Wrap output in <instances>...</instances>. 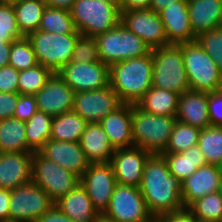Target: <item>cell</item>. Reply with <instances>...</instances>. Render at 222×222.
<instances>
[{
    "label": "cell",
    "instance_id": "6f0895ef",
    "mask_svg": "<svg viewBox=\"0 0 222 222\" xmlns=\"http://www.w3.org/2000/svg\"><path fill=\"white\" fill-rule=\"evenodd\" d=\"M218 28L222 29V12H221V17H220V21L218 24Z\"/></svg>",
    "mask_w": 222,
    "mask_h": 222
},
{
    "label": "cell",
    "instance_id": "9c48e42d",
    "mask_svg": "<svg viewBox=\"0 0 222 222\" xmlns=\"http://www.w3.org/2000/svg\"><path fill=\"white\" fill-rule=\"evenodd\" d=\"M32 182L56 203L80 184V177L55 162L33 152Z\"/></svg>",
    "mask_w": 222,
    "mask_h": 222
},
{
    "label": "cell",
    "instance_id": "4fadbf2b",
    "mask_svg": "<svg viewBox=\"0 0 222 222\" xmlns=\"http://www.w3.org/2000/svg\"><path fill=\"white\" fill-rule=\"evenodd\" d=\"M57 74L75 93L93 91L109 85V66L101 60L90 63L70 61Z\"/></svg>",
    "mask_w": 222,
    "mask_h": 222
},
{
    "label": "cell",
    "instance_id": "30bf717a",
    "mask_svg": "<svg viewBox=\"0 0 222 222\" xmlns=\"http://www.w3.org/2000/svg\"><path fill=\"white\" fill-rule=\"evenodd\" d=\"M55 202L32 181L11 190L9 222H36Z\"/></svg>",
    "mask_w": 222,
    "mask_h": 222
},
{
    "label": "cell",
    "instance_id": "d6a6232c",
    "mask_svg": "<svg viewBox=\"0 0 222 222\" xmlns=\"http://www.w3.org/2000/svg\"><path fill=\"white\" fill-rule=\"evenodd\" d=\"M38 30L59 34L79 33L69 10L51 6L45 7Z\"/></svg>",
    "mask_w": 222,
    "mask_h": 222
},
{
    "label": "cell",
    "instance_id": "d590c367",
    "mask_svg": "<svg viewBox=\"0 0 222 222\" xmlns=\"http://www.w3.org/2000/svg\"><path fill=\"white\" fill-rule=\"evenodd\" d=\"M201 129L176 120L167 148L163 153H180L198 145Z\"/></svg>",
    "mask_w": 222,
    "mask_h": 222
},
{
    "label": "cell",
    "instance_id": "b9f144b4",
    "mask_svg": "<svg viewBox=\"0 0 222 222\" xmlns=\"http://www.w3.org/2000/svg\"><path fill=\"white\" fill-rule=\"evenodd\" d=\"M37 111L38 109L34 95L20 94L13 117L26 122Z\"/></svg>",
    "mask_w": 222,
    "mask_h": 222
},
{
    "label": "cell",
    "instance_id": "d4e9b609",
    "mask_svg": "<svg viewBox=\"0 0 222 222\" xmlns=\"http://www.w3.org/2000/svg\"><path fill=\"white\" fill-rule=\"evenodd\" d=\"M222 0H188V15L193 33L199 34L218 28Z\"/></svg>",
    "mask_w": 222,
    "mask_h": 222
},
{
    "label": "cell",
    "instance_id": "f546056e",
    "mask_svg": "<svg viewBox=\"0 0 222 222\" xmlns=\"http://www.w3.org/2000/svg\"><path fill=\"white\" fill-rule=\"evenodd\" d=\"M18 30L27 37L38 30L40 21L47 6L44 0H18L12 3Z\"/></svg>",
    "mask_w": 222,
    "mask_h": 222
},
{
    "label": "cell",
    "instance_id": "e0dca14e",
    "mask_svg": "<svg viewBox=\"0 0 222 222\" xmlns=\"http://www.w3.org/2000/svg\"><path fill=\"white\" fill-rule=\"evenodd\" d=\"M74 95L71 87L57 73H52L34 97L38 111L54 117L72 111Z\"/></svg>",
    "mask_w": 222,
    "mask_h": 222
},
{
    "label": "cell",
    "instance_id": "ab89813d",
    "mask_svg": "<svg viewBox=\"0 0 222 222\" xmlns=\"http://www.w3.org/2000/svg\"><path fill=\"white\" fill-rule=\"evenodd\" d=\"M22 37L17 27L13 4L0 2V40L14 41Z\"/></svg>",
    "mask_w": 222,
    "mask_h": 222
},
{
    "label": "cell",
    "instance_id": "5b68a950",
    "mask_svg": "<svg viewBox=\"0 0 222 222\" xmlns=\"http://www.w3.org/2000/svg\"><path fill=\"white\" fill-rule=\"evenodd\" d=\"M152 63V86L174 91L179 95L190 90L179 45L153 49Z\"/></svg>",
    "mask_w": 222,
    "mask_h": 222
},
{
    "label": "cell",
    "instance_id": "680465c9",
    "mask_svg": "<svg viewBox=\"0 0 222 222\" xmlns=\"http://www.w3.org/2000/svg\"><path fill=\"white\" fill-rule=\"evenodd\" d=\"M218 168H219V171H220V173H221V175H222V161H221L220 164L218 165Z\"/></svg>",
    "mask_w": 222,
    "mask_h": 222
},
{
    "label": "cell",
    "instance_id": "d6986e66",
    "mask_svg": "<svg viewBox=\"0 0 222 222\" xmlns=\"http://www.w3.org/2000/svg\"><path fill=\"white\" fill-rule=\"evenodd\" d=\"M38 152L80 178L90 164L79 142L49 139Z\"/></svg>",
    "mask_w": 222,
    "mask_h": 222
},
{
    "label": "cell",
    "instance_id": "11a10c76",
    "mask_svg": "<svg viewBox=\"0 0 222 222\" xmlns=\"http://www.w3.org/2000/svg\"><path fill=\"white\" fill-rule=\"evenodd\" d=\"M106 1L113 3L114 5L119 7V9L121 8L122 0H106Z\"/></svg>",
    "mask_w": 222,
    "mask_h": 222
},
{
    "label": "cell",
    "instance_id": "1f68e13d",
    "mask_svg": "<svg viewBox=\"0 0 222 222\" xmlns=\"http://www.w3.org/2000/svg\"><path fill=\"white\" fill-rule=\"evenodd\" d=\"M53 117L37 111L25 122L27 145L38 152L50 139Z\"/></svg>",
    "mask_w": 222,
    "mask_h": 222
},
{
    "label": "cell",
    "instance_id": "8fae6325",
    "mask_svg": "<svg viewBox=\"0 0 222 222\" xmlns=\"http://www.w3.org/2000/svg\"><path fill=\"white\" fill-rule=\"evenodd\" d=\"M103 216L113 222H153L140 189L120 184L115 186Z\"/></svg>",
    "mask_w": 222,
    "mask_h": 222
},
{
    "label": "cell",
    "instance_id": "f5cc1de1",
    "mask_svg": "<svg viewBox=\"0 0 222 222\" xmlns=\"http://www.w3.org/2000/svg\"><path fill=\"white\" fill-rule=\"evenodd\" d=\"M47 6L70 10L75 0H44Z\"/></svg>",
    "mask_w": 222,
    "mask_h": 222
},
{
    "label": "cell",
    "instance_id": "91938a15",
    "mask_svg": "<svg viewBox=\"0 0 222 222\" xmlns=\"http://www.w3.org/2000/svg\"><path fill=\"white\" fill-rule=\"evenodd\" d=\"M219 193H220V196L222 198V182H221L220 187H219Z\"/></svg>",
    "mask_w": 222,
    "mask_h": 222
},
{
    "label": "cell",
    "instance_id": "f35d334b",
    "mask_svg": "<svg viewBox=\"0 0 222 222\" xmlns=\"http://www.w3.org/2000/svg\"><path fill=\"white\" fill-rule=\"evenodd\" d=\"M196 41L212 57L222 74V29L215 28L199 34Z\"/></svg>",
    "mask_w": 222,
    "mask_h": 222
},
{
    "label": "cell",
    "instance_id": "83f0119b",
    "mask_svg": "<svg viewBox=\"0 0 222 222\" xmlns=\"http://www.w3.org/2000/svg\"><path fill=\"white\" fill-rule=\"evenodd\" d=\"M161 155L166 160L170 173L180 182L191 176L200 166L207 164L198 145L180 153H162Z\"/></svg>",
    "mask_w": 222,
    "mask_h": 222
},
{
    "label": "cell",
    "instance_id": "4316f807",
    "mask_svg": "<svg viewBox=\"0 0 222 222\" xmlns=\"http://www.w3.org/2000/svg\"><path fill=\"white\" fill-rule=\"evenodd\" d=\"M179 96L174 91L152 86L136 105L143 111L154 115L176 117Z\"/></svg>",
    "mask_w": 222,
    "mask_h": 222
},
{
    "label": "cell",
    "instance_id": "3957f363",
    "mask_svg": "<svg viewBox=\"0 0 222 222\" xmlns=\"http://www.w3.org/2000/svg\"><path fill=\"white\" fill-rule=\"evenodd\" d=\"M175 122V117L154 115L132 104L134 146L161 155L167 148Z\"/></svg>",
    "mask_w": 222,
    "mask_h": 222
},
{
    "label": "cell",
    "instance_id": "44dd1931",
    "mask_svg": "<svg viewBox=\"0 0 222 222\" xmlns=\"http://www.w3.org/2000/svg\"><path fill=\"white\" fill-rule=\"evenodd\" d=\"M222 175L218 166H200L191 176L181 183V195L185 209L195 200L219 191Z\"/></svg>",
    "mask_w": 222,
    "mask_h": 222
},
{
    "label": "cell",
    "instance_id": "7dc6e473",
    "mask_svg": "<svg viewBox=\"0 0 222 222\" xmlns=\"http://www.w3.org/2000/svg\"><path fill=\"white\" fill-rule=\"evenodd\" d=\"M153 222H196V219L187 211L160 215L153 218Z\"/></svg>",
    "mask_w": 222,
    "mask_h": 222
},
{
    "label": "cell",
    "instance_id": "ac0fdd59",
    "mask_svg": "<svg viewBox=\"0 0 222 222\" xmlns=\"http://www.w3.org/2000/svg\"><path fill=\"white\" fill-rule=\"evenodd\" d=\"M169 45H179L196 41L188 15V0L170 3L159 12Z\"/></svg>",
    "mask_w": 222,
    "mask_h": 222
},
{
    "label": "cell",
    "instance_id": "5bb4252c",
    "mask_svg": "<svg viewBox=\"0 0 222 222\" xmlns=\"http://www.w3.org/2000/svg\"><path fill=\"white\" fill-rule=\"evenodd\" d=\"M122 104L116 92L108 85L93 91L75 93L72 111L87 123H99Z\"/></svg>",
    "mask_w": 222,
    "mask_h": 222
},
{
    "label": "cell",
    "instance_id": "6125c7cd",
    "mask_svg": "<svg viewBox=\"0 0 222 222\" xmlns=\"http://www.w3.org/2000/svg\"><path fill=\"white\" fill-rule=\"evenodd\" d=\"M219 91L222 93V76H221V84H220V89Z\"/></svg>",
    "mask_w": 222,
    "mask_h": 222
},
{
    "label": "cell",
    "instance_id": "836d02e7",
    "mask_svg": "<svg viewBox=\"0 0 222 222\" xmlns=\"http://www.w3.org/2000/svg\"><path fill=\"white\" fill-rule=\"evenodd\" d=\"M198 146L207 164L218 166L222 161V127L201 129Z\"/></svg>",
    "mask_w": 222,
    "mask_h": 222
},
{
    "label": "cell",
    "instance_id": "9f6ffc18",
    "mask_svg": "<svg viewBox=\"0 0 222 222\" xmlns=\"http://www.w3.org/2000/svg\"><path fill=\"white\" fill-rule=\"evenodd\" d=\"M18 0H0V2L13 3Z\"/></svg>",
    "mask_w": 222,
    "mask_h": 222
},
{
    "label": "cell",
    "instance_id": "277c9868",
    "mask_svg": "<svg viewBox=\"0 0 222 222\" xmlns=\"http://www.w3.org/2000/svg\"><path fill=\"white\" fill-rule=\"evenodd\" d=\"M69 11L75 29L90 37L107 32L121 21L119 7L106 0H75Z\"/></svg>",
    "mask_w": 222,
    "mask_h": 222
},
{
    "label": "cell",
    "instance_id": "f1b7e54d",
    "mask_svg": "<svg viewBox=\"0 0 222 222\" xmlns=\"http://www.w3.org/2000/svg\"><path fill=\"white\" fill-rule=\"evenodd\" d=\"M34 152L26 140L25 122L14 117L0 120V153Z\"/></svg>",
    "mask_w": 222,
    "mask_h": 222
},
{
    "label": "cell",
    "instance_id": "94428289",
    "mask_svg": "<svg viewBox=\"0 0 222 222\" xmlns=\"http://www.w3.org/2000/svg\"><path fill=\"white\" fill-rule=\"evenodd\" d=\"M196 222H215V221H205V220L196 219Z\"/></svg>",
    "mask_w": 222,
    "mask_h": 222
},
{
    "label": "cell",
    "instance_id": "ba28073f",
    "mask_svg": "<svg viewBox=\"0 0 222 222\" xmlns=\"http://www.w3.org/2000/svg\"><path fill=\"white\" fill-rule=\"evenodd\" d=\"M80 33L59 34L37 30L27 36L35 52L38 64L57 73L71 61Z\"/></svg>",
    "mask_w": 222,
    "mask_h": 222
},
{
    "label": "cell",
    "instance_id": "681fc988",
    "mask_svg": "<svg viewBox=\"0 0 222 222\" xmlns=\"http://www.w3.org/2000/svg\"><path fill=\"white\" fill-rule=\"evenodd\" d=\"M151 0H122L120 13L123 11L149 9Z\"/></svg>",
    "mask_w": 222,
    "mask_h": 222
},
{
    "label": "cell",
    "instance_id": "db71d44e",
    "mask_svg": "<svg viewBox=\"0 0 222 222\" xmlns=\"http://www.w3.org/2000/svg\"><path fill=\"white\" fill-rule=\"evenodd\" d=\"M94 222H113L112 220L107 219L103 215H99Z\"/></svg>",
    "mask_w": 222,
    "mask_h": 222
},
{
    "label": "cell",
    "instance_id": "7402d4cb",
    "mask_svg": "<svg viewBox=\"0 0 222 222\" xmlns=\"http://www.w3.org/2000/svg\"><path fill=\"white\" fill-rule=\"evenodd\" d=\"M99 124L102 126L111 144L116 149L134 146L132 104L123 103L114 112L106 115Z\"/></svg>",
    "mask_w": 222,
    "mask_h": 222
},
{
    "label": "cell",
    "instance_id": "603a6c76",
    "mask_svg": "<svg viewBox=\"0 0 222 222\" xmlns=\"http://www.w3.org/2000/svg\"><path fill=\"white\" fill-rule=\"evenodd\" d=\"M176 120L200 129L211 126L208 93L189 90L179 96Z\"/></svg>",
    "mask_w": 222,
    "mask_h": 222
},
{
    "label": "cell",
    "instance_id": "f907efd6",
    "mask_svg": "<svg viewBox=\"0 0 222 222\" xmlns=\"http://www.w3.org/2000/svg\"><path fill=\"white\" fill-rule=\"evenodd\" d=\"M13 41L0 40V68L9 65V55Z\"/></svg>",
    "mask_w": 222,
    "mask_h": 222
},
{
    "label": "cell",
    "instance_id": "52a82bcc",
    "mask_svg": "<svg viewBox=\"0 0 222 222\" xmlns=\"http://www.w3.org/2000/svg\"><path fill=\"white\" fill-rule=\"evenodd\" d=\"M190 90L216 92L220 89L222 74L197 41L179 44Z\"/></svg>",
    "mask_w": 222,
    "mask_h": 222
},
{
    "label": "cell",
    "instance_id": "cb8c5ba5",
    "mask_svg": "<svg viewBox=\"0 0 222 222\" xmlns=\"http://www.w3.org/2000/svg\"><path fill=\"white\" fill-rule=\"evenodd\" d=\"M79 143L90 164L110 163L116 150L99 123H88Z\"/></svg>",
    "mask_w": 222,
    "mask_h": 222
},
{
    "label": "cell",
    "instance_id": "6da1fadb",
    "mask_svg": "<svg viewBox=\"0 0 222 222\" xmlns=\"http://www.w3.org/2000/svg\"><path fill=\"white\" fill-rule=\"evenodd\" d=\"M181 185L170 173L162 155L152 154L149 157L139 189L153 218L186 210L183 206Z\"/></svg>",
    "mask_w": 222,
    "mask_h": 222
},
{
    "label": "cell",
    "instance_id": "ffe728a7",
    "mask_svg": "<svg viewBox=\"0 0 222 222\" xmlns=\"http://www.w3.org/2000/svg\"><path fill=\"white\" fill-rule=\"evenodd\" d=\"M33 152L0 153V188L13 190L32 181Z\"/></svg>",
    "mask_w": 222,
    "mask_h": 222
},
{
    "label": "cell",
    "instance_id": "8992f818",
    "mask_svg": "<svg viewBox=\"0 0 222 222\" xmlns=\"http://www.w3.org/2000/svg\"><path fill=\"white\" fill-rule=\"evenodd\" d=\"M99 59L109 67L130 58L148 54L145 42L119 22L114 28L95 37Z\"/></svg>",
    "mask_w": 222,
    "mask_h": 222
},
{
    "label": "cell",
    "instance_id": "f6af8a7d",
    "mask_svg": "<svg viewBox=\"0 0 222 222\" xmlns=\"http://www.w3.org/2000/svg\"><path fill=\"white\" fill-rule=\"evenodd\" d=\"M19 93L0 92V120L14 116Z\"/></svg>",
    "mask_w": 222,
    "mask_h": 222
},
{
    "label": "cell",
    "instance_id": "484cf974",
    "mask_svg": "<svg viewBox=\"0 0 222 222\" xmlns=\"http://www.w3.org/2000/svg\"><path fill=\"white\" fill-rule=\"evenodd\" d=\"M55 204L74 222H94L99 216L86 190L80 184Z\"/></svg>",
    "mask_w": 222,
    "mask_h": 222
},
{
    "label": "cell",
    "instance_id": "7c38bea8",
    "mask_svg": "<svg viewBox=\"0 0 222 222\" xmlns=\"http://www.w3.org/2000/svg\"><path fill=\"white\" fill-rule=\"evenodd\" d=\"M80 185L86 190L94 209L103 215L108 209L117 180L110 163L89 164L80 178Z\"/></svg>",
    "mask_w": 222,
    "mask_h": 222
},
{
    "label": "cell",
    "instance_id": "c3c4849f",
    "mask_svg": "<svg viewBox=\"0 0 222 222\" xmlns=\"http://www.w3.org/2000/svg\"><path fill=\"white\" fill-rule=\"evenodd\" d=\"M11 190L0 188V222H9Z\"/></svg>",
    "mask_w": 222,
    "mask_h": 222
},
{
    "label": "cell",
    "instance_id": "bcb514c9",
    "mask_svg": "<svg viewBox=\"0 0 222 222\" xmlns=\"http://www.w3.org/2000/svg\"><path fill=\"white\" fill-rule=\"evenodd\" d=\"M36 222H74L70 217L64 214L56 204L42 216H40Z\"/></svg>",
    "mask_w": 222,
    "mask_h": 222
},
{
    "label": "cell",
    "instance_id": "816d5d0a",
    "mask_svg": "<svg viewBox=\"0 0 222 222\" xmlns=\"http://www.w3.org/2000/svg\"><path fill=\"white\" fill-rule=\"evenodd\" d=\"M180 0H151L149 9L159 13L164 10L170 3L178 2Z\"/></svg>",
    "mask_w": 222,
    "mask_h": 222
},
{
    "label": "cell",
    "instance_id": "ee69618b",
    "mask_svg": "<svg viewBox=\"0 0 222 222\" xmlns=\"http://www.w3.org/2000/svg\"><path fill=\"white\" fill-rule=\"evenodd\" d=\"M208 115L211 126L222 127V93L220 91L208 93Z\"/></svg>",
    "mask_w": 222,
    "mask_h": 222
},
{
    "label": "cell",
    "instance_id": "8d00e7d4",
    "mask_svg": "<svg viewBox=\"0 0 222 222\" xmlns=\"http://www.w3.org/2000/svg\"><path fill=\"white\" fill-rule=\"evenodd\" d=\"M51 75L52 72L41 64H37L28 70L19 71L18 93L35 95L44 87Z\"/></svg>",
    "mask_w": 222,
    "mask_h": 222
},
{
    "label": "cell",
    "instance_id": "4dcf8cb0",
    "mask_svg": "<svg viewBox=\"0 0 222 222\" xmlns=\"http://www.w3.org/2000/svg\"><path fill=\"white\" fill-rule=\"evenodd\" d=\"M87 124L88 123L74 111L54 116L50 139L79 142Z\"/></svg>",
    "mask_w": 222,
    "mask_h": 222
},
{
    "label": "cell",
    "instance_id": "74e56055",
    "mask_svg": "<svg viewBox=\"0 0 222 222\" xmlns=\"http://www.w3.org/2000/svg\"><path fill=\"white\" fill-rule=\"evenodd\" d=\"M38 64L35 52L27 37L12 42L9 55V65L18 71L28 70Z\"/></svg>",
    "mask_w": 222,
    "mask_h": 222
},
{
    "label": "cell",
    "instance_id": "60d3db41",
    "mask_svg": "<svg viewBox=\"0 0 222 222\" xmlns=\"http://www.w3.org/2000/svg\"><path fill=\"white\" fill-rule=\"evenodd\" d=\"M71 61L81 63L100 61L95 37L80 34L77 38Z\"/></svg>",
    "mask_w": 222,
    "mask_h": 222
},
{
    "label": "cell",
    "instance_id": "e575fe53",
    "mask_svg": "<svg viewBox=\"0 0 222 222\" xmlns=\"http://www.w3.org/2000/svg\"><path fill=\"white\" fill-rule=\"evenodd\" d=\"M186 210L195 219L220 222L222 220V198L219 191L195 200Z\"/></svg>",
    "mask_w": 222,
    "mask_h": 222
},
{
    "label": "cell",
    "instance_id": "7bdbcfd3",
    "mask_svg": "<svg viewBox=\"0 0 222 222\" xmlns=\"http://www.w3.org/2000/svg\"><path fill=\"white\" fill-rule=\"evenodd\" d=\"M19 71L11 65L0 68V92H18Z\"/></svg>",
    "mask_w": 222,
    "mask_h": 222
},
{
    "label": "cell",
    "instance_id": "7a4b0ae2",
    "mask_svg": "<svg viewBox=\"0 0 222 222\" xmlns=\"http://www.w3.org/2000/svg\"><path fill=\"white\" fill-rule=\"evenodd\" d=\"M152 50L109 67V85L124 104H136L152 87Z\"/></svg>",
    "mask_w": 222,
    "mask_h": 222
},
{
    "label": "cell",
    "instance_id": "9a60e30c",
    "mask_svg": "<svg viewBox=\"0 0 222 222\" xmlns=\"http://www.w3.org/2000/svg\"><path fill=\"white\" fill-rule=\"evenodd\" d=\"M120 22L151 50L169 45L159 13L151 9L123 11Z\"/></svg>",
    "mask_w": 222,
    "mask_h": 222
},
{
    "label": "cell",
    "instance_id": "2e32d148",
    "mask_svg": "<svg viewBox=\"0 0 222 222\" xmlns=\"http://www.w3.org/2000/svg\"><path fill=\"white\" fill-rule=\"evenodd\" d=\"M152 154L140 147L116 149L110 164L117 184L140 187L144 166Z\"/></svg>",
    "mask_w": 222,
    "mask_h": 222
}]
</instances>
